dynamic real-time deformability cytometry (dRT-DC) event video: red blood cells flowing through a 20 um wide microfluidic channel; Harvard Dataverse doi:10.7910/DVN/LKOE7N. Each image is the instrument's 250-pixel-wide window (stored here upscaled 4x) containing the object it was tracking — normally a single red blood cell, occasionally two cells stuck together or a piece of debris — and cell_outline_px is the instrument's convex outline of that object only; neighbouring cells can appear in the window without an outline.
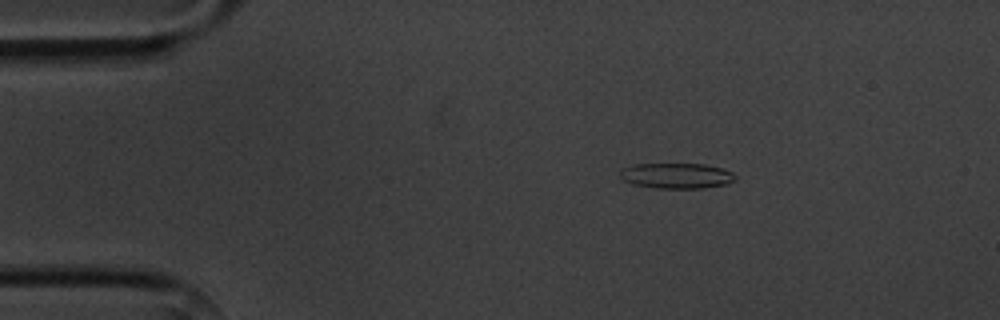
{"species": "common noctule bat (a hibernating species)", "species_latin": "Nyctalus noctula", "temperature_condition": "cold", "stored_images_in_passage": 4, "camera_frame_rate_fps": 3000, "um_per_image_px": 0.085, "animal": {"sex": "male", "body_mass_g": 20.1, "forearm_length_mm": 53.5}, "frame": {"image": 1, "passage_image": 1, "time_ms": 0.0, "image_size_px": [1000, 320], "cell_outline_px": [[736, 180], [724, 184], [700, 188], [656, 188], [632, 184], [624, 180], [620, 176], [620, 172], [624, 168], [632, 164], [704, 164], [720, 168], [732, 172], [736, 176]], "centroid_in_image_um": [57.49, 14.93], "position_along_channel_um": 27.5, "area_um2": 16.94}}